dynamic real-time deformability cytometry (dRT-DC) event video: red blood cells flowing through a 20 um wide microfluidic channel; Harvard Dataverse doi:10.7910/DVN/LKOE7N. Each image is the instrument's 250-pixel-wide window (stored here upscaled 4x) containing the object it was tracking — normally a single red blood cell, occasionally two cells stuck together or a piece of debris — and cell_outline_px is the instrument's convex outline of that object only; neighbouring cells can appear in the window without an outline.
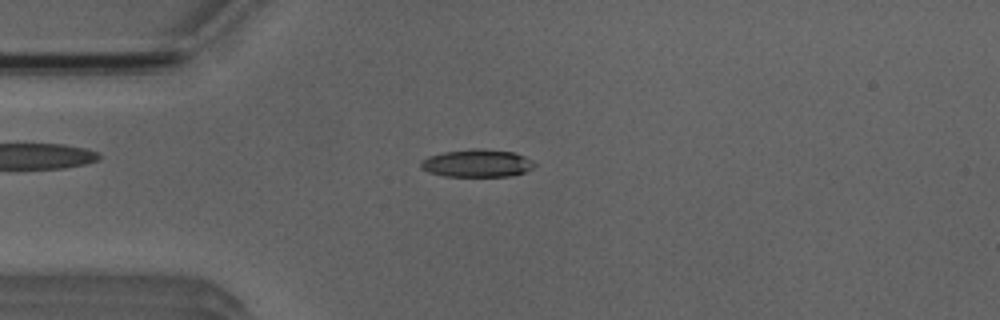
{"species": "Egyptian fruit bat (a non-hibernating species)", "species_latin": "Rousettus aegyptiacus", "temperature_condition": "room temperature", "stored_images_in_passage": 51, "camera_frame_rate_fps": 3000, "um_per_image_px": 0.085, "animal": {"sex": "male"}, "frame": {"image": 1, "passage_image": 12, "time_ms": 3.667, "image_size_px": [1000, 320], "cell_outline_px": [[536, 164], [532, 168], [524, 172], [508, 176], [444, 176], [428, 172], [420, 168], [420, 160], [428, 156], [444, 152], [476, 148], [512, 152], [524, 156], [532, 160]], "centroid_in_image_um": [40.51, 13.88], "position_along_channel_um": 44.5, "area_um2": 18.26}}
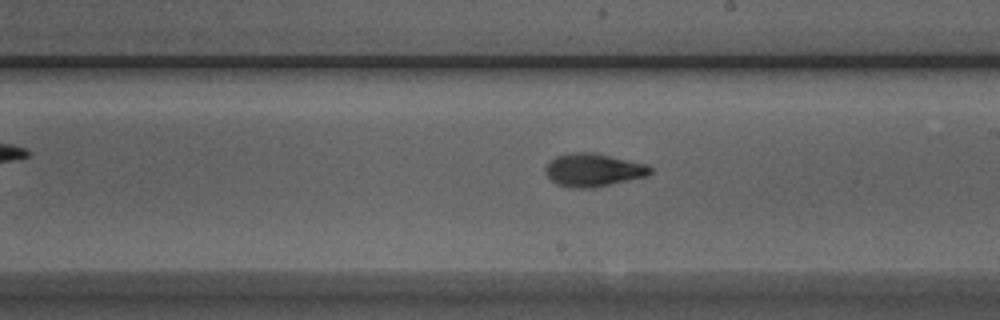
{"frame": {"image": 2, "passage_image": 28, "time_ms": 9.0, "image_size_px": [1000, 320], "cell_outline_px": [[652, 172], [648, 176], [592, 188], [572, 188], [556, 184], [548, 176], [544, 168], [556, 156], [572, 152], [596, 152], [648, 164], [652, 168]], "centroid_in_image_um": [50.47, 14.44], "position_along_channel_um": 238.5, "area_um2": 20.35}}
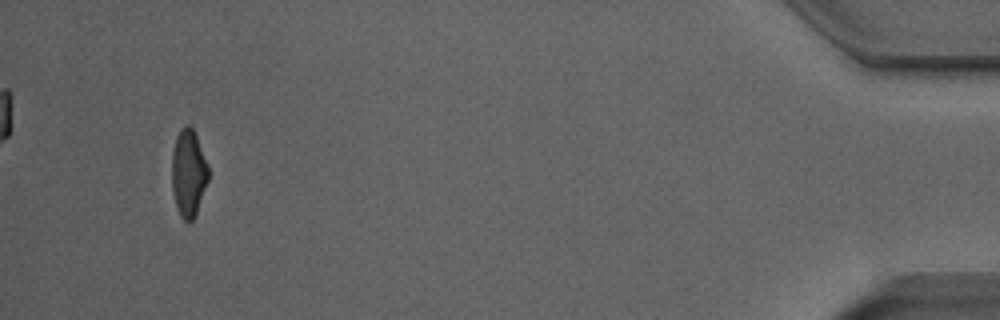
{"frame": {"image": 3, "passage_image": 48, "time_ms": 15.667, "image_size_px": [1000, 320], "cell_outline_px": [[208, 180], [196, 212], [192, 220], [188, 224], [180, 216], [176, 208], [172, 188], [172, 152], [176, 136], [180, 128], [184, 124], [188, 124], [192, 128], [196, 136], [208, 164]], "centroid_in_image_um": [16.0, 14.7], "position_along_channel_um": 419.2, "area_um2": 18.55}, "authors_computed_cell_mechanics": {"area_um2": 18.9584, "velocity_mm_per_s": 3.9503, "shape_relaxation_time_tau1_ms": 3.2073, "shape_relaxation_time_tau2_ms": 1.5949, "deformation_change_tau1": 0.171, "deformation_change_tau2": 0.0872}}